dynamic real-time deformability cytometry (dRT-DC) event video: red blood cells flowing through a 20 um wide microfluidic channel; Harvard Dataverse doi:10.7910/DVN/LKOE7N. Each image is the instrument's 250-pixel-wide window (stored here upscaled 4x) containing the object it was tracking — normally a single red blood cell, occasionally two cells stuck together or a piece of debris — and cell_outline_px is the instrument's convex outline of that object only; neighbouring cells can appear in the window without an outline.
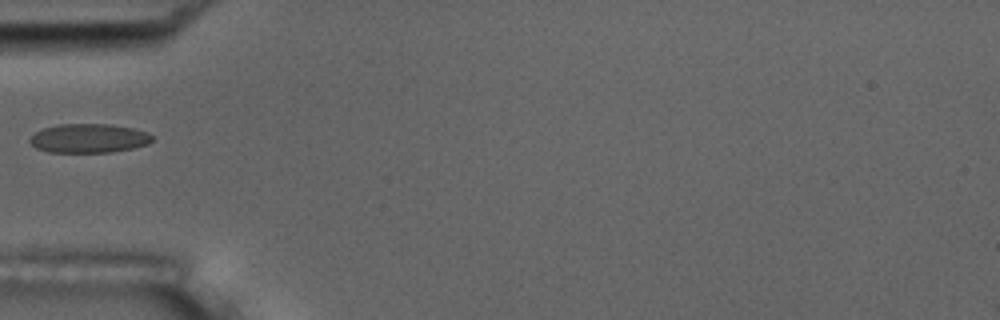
{"species": "common noctule bat (a hibernating species)", "species_latin": "Nyctalus noctula", "temperature_condition": "room temperature", "stored_images_in_passage": 1, "camera_frame_rate_fps": 3000, "um_per_image_px": 0.085, "animal": {"sex": "male", "body_mass_g": 17.5, "forearm_length_mm": 52.3}, "frame": {"image": 1, "passage_image": 1, "time_ms": 0.0, "image_size_px": [1000, 320], "cell_outline_px": [[152, 140], [148, 144], [132, 148], [112, 152], [48, 152], [36, 148], [28, 140], [36, 132], [44, 128], [60, 124], [112, 124], [132, 128], [144, 132], [152, 136]], "centroid_in_image_um": [7.53, 11.76], "position_along_channel_um": 77.5, "area_um2": 20.52}}